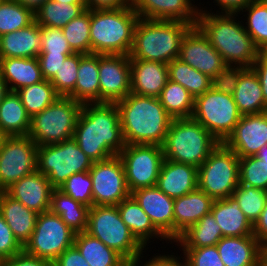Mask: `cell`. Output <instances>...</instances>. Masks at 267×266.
<instances>
[{"label":"cell","mask_w":267,"mask_h":266,"mask_svg":"<svg viewBox=\"0 0 267 266\" xmlns=\"http://www.w3.org/2000/svg\"><path fill=\"white\" fill-rule=\"evenodd\" d=\"M73 138L93 162L117 156L126 144L116 104L106 102L83 104Z\"/></svg>","instance_id":"cell-1"},{"label":"cell","mask_w":267,"mask_h":266,"mask_svg":"<svg viewBox=\"0 0 267 266\" xmlns=\"http://www.w3.org/2000/svg\"><path fill=\"white\" fill-rule=\"evenodd\" d=\"M200 8L196 26L221 54L225 64L251 68L261 51L244 29V22L238 20V13H221L216 10L215 14L212 10H203L205 7Z\"/></svg>","instance_id":"cell-2"},{"label":"cell","mask_w":267,"mask_h":266,"mask_svg":"<svg viewBox=\"0 0 267 266\" xmlns=\"http://www.w3.org/2000/svg\"><path fill=\"white\" fill-rule=\"evenodd\" d=\"M115 104L126 145H163L173 118L159 98L129 93Z\"/></svg>","instance_id":"cell-3"},{"label":"cell","mask_w":267,"mask_h":266,"mask_svg":"<svg viewBox=\"0 0 267 266\" xmlns=\"http://www.w3.org/2000/svg\"><path fill=\"white\" fill-rule=\"evenodd\" d=\"M193 27L181 21L139 18L133 33L130 59L168 64L179 58L183 37Z\"/></svg>","instance_id":"cell-4"},{"label":"cell","mask_w":267,"mask_h":266,"mask_svg":"<svg viewBox=\"0 0 267 266\" xmlns=\"http://www.w3.org/2000/svg\"><path fill=\"white\" fill-rule=\"evenodd\" d=\"M138 19L132 4L119 9H90L91 54L129 55Z\"/></svg>","instance_id":"cell-5"},{"label":"cell","mask_w":267,"mask_h":266,"mask_svg":"<svg viewBox=\"0 0 267 266\" xmlns=\"http://www.w3.org/2000/svg\"><path fill=\"white\" fill-rule=\"evenodd\" d=\"M220 142L193 117L173 119L162 145L164 159L199 168Z\"/></svg>","instance_id":"cell-6"},{"label":"cell","mask_w":267,"mask_h":266,"mask_svg":"<svg viewBox=\"0 0 267 266\" xmlns=\"http://www.w3.org/2000/svg\"><path fill=\"white\" fill-rule=\"evenodd\" d=\"M86 232L115 250L125 260L143 259L145 257L143 253L148 249L136 239L121 220L117 206L89 207Z\"/></svg>","instance_id":"cell-7"},{"label":"cell","mask_w":267,"mask_h":266,"mask_svg":"<svg viewBox=\"0 0 267 266\" xmlns=\"http://www.w3.org/2000/svg\"><path fill=\"white\" fill-rule=\"evenodd\" d=\"M83 104L60 96L53 104L31 118L28 136L38 145H52L74 136Z\"/></svg>","instance_id":"cell-8"},{"label":"cell","mask_w":267,"mask_h":266,"mask_svg":"<svg viewBox=\"0 0 267 266\" xmlns=\"http://www.w3.org/2000/svg\"><path fill=\"white\" fill-rule=\"evenodd\" d=\"M93 163L73 137L37 149V171L48 178L53 188H60L73 174L89 171Z\"/></svg>","instance_id":"cell-9"},{"label":"cell","mask_w":267,"mask_h":266,"mask_svg":"<svg viewBox=\"0 0 267 266\" xmlns=\"http://www.w3.org/2000/svg\"><path fill=\"white\" fill-rule=\"evenodd\" d=\"M239 157L220 143L198 168V188L208 196L225 199L239 185Z\"/></svg>","instance_id":"cell-10"},{"label":"cell","mask_w":267,"mask_h":266,"mask_svg":"<svg viewBox=\"0 0 267 266\" xmlns=\"http://www.w3.org/2000/svg\"><path fill=\"white\" fill-rule=\"evenodd\" d=\"M241 116L233 95L210 88L195 98L192 117L220 143L231 135Z\"/></svg>","instance_id":"cell-11"},{"label":"cell","mask_w":267,"mask_h":266,"mask_svg":"<svg viewBox=\"0 0 267 266\" xmlns=\"http://www.w3.org/2000/svg\"><path fill=\"white\" fill-rule=\"evenodd\" d=\"M75 234L57 214L45 211L38 214L34 231L23 250L53 263L73 246Z\"/></svg>","instance_id":"cell-12"},{"label":"cell","mask_w":267,"mask_h":266,"mask_svg":"<svg viewBox=\"0 0 267 266\" xmlns=\"http://www.w3.org/2000/svg\"><path fill=\"white\" fill-rule=\"evenodd\" d=\"M121 159L130 193L156 186L164 161L163 148L155 144H132L118 154Z\"/></svg>","instance_id":"cell-13"},{"label":"cell","mask_w":267,"mask_h":266,"mask_svg":"<svg viewBox=\"0 0 267 266\" xmlns=\"http://www.w3.org/2000/svg\"><path fill=\"white\" fill-rule=\"evenodd\" d=\"M38 145L29 136H8L0 150V189L37 170Z\"/></svg>","instance_id":"cell-14"},{"label":"cell","mask_w":267,"mask_h":266,"mask_svg":"<svg viewBox=\"0 0 267 266\" xmlns=\"http://www.w3.org/2000/svg\"><path fill=\"white\" fill-rule=\"evenodd\" d=\"M89 174L93 183V206H117L131 195L124 166L118 155L104 161L94 162Z\"/></svg>","instance_id":"cell-15"},{"label":"cell","mask_w":267,"mask_h":266,"mask_svg":"<svg viewBox=\"0 0 267 266\" xmlns=\"http://www.w3.org/2000/svg\"><path fill=\"white\" fill-rule=\"evenodd\" d=\"M100 102L116 103L131 93L129 55L98 54Z\"/></svg>","instance_id":"cell-16"},{"label":"cell","mask_w":267,"mask_h":266,"mask_svg":"<svg viewBox=\"0 0 267 266\" xmlns=\"http://www.w3.org/2000/svg\"><path fill=\"white\" fill-rule=\"evenodd\" d=\"M179 59L210 78L227 66L221 54L197 26H193L183 37Z\"/></svg>","instance_id":"cell-17"},{"label":"cell","mask_w":267,"mask_h":266,"mask_svg":"<svg viewBox=\"0 0 267 266\" xmlns=\"http://www.w3.org/2000/svg\"><path fill=\"white\" fill-rule=\"evenodd\" d=\"M224 144L239 158L256 155L267 145V111L241 116Z\"/></svg>","instance_id":"cell-18"},{"label":"cell","mask_w":267,"mask_h":266,"mask_svg":"<svg viewBox=\"0 0 267 266\" xmlns=\"http://www.w3.org/2000/svg\"><path fill=\"white\" fill-rule=\"evenodd\" d=\"M153 225L171 242H174V198L156 186L138 189L131 193Z\"/></svg>","instance_id":"cell-19"},{"label":"cell","mask_w":267,"mask_h":266,"mask_svg":"<svg viewBox=\"0 0 267 266\" xmlns=\"http://www.w3.org/2000/svg\"><path fill=\"white\" fill-rule=\"evenodd\" d=\"M194 0H131L139 18L181 21L196 26L199 8Z\"/></svg>","instance_id":"cell-20"},{"label":"cell","mask_w":267,"mask_h":266,"mask_svg":"<svg viewBox=\"0 0 267 266\" xmlns=\"http://www.w3.org/2000/svg\"><path fill=\"white\" fill-rule=\"evenodd\" d=\"M52 190L53 187L48 178L36 170L14 182L5 192L30 210L40 214L49 211Z\"/></svg>","instance_id":"cell-21"},{"label":"cell","mask_w":267,"mask_h":266,"mask_svg":"<svg viewBox=\"0 0 267 266\" xmlns=\"http://www.w3.org/2000/svg\"><path fill=\"white\" fill-rule=\"evenodd\" d=\"M156 187L174 199L186 195L198 188V168L164 159Z\"/></svg>","instance_id":"cell-22"},{"label":"cell","mask_w":267,"mask_h":266,"mask_svg":"<svg viewBox=\"0 0 267 266\" xmlns=\"http://www.w3.org/2000/svg\"><path fill=\"white\" fill-rule=\"evenodd\" d=\"M214 199L205 192L195 190L174 199V241L204 215L211 213Z\"/></svg>","instance_id":"cell-23"},{"label":"cell","mask_w":267,"mask_h":266,"mask_svg":"<svg viewBox=\"0 0 267 266\" xmlns=\"http://www.w3.org/2000/svg\"><path fill=\"white\" fill-rule=\"evenodd\" d=\"M131 93L159 97L168 80L165 63L130 59Z\"/></svg>","instance_id":"cell-24"},{"label":"cell","mask_w":267,"mask_h":266,"mask_svg":"<svg viewBox=\"0 0 267 266\" xmlns=\"http://www.w3.org/2000/svg\"><path fill=\"white\" fill-rule=\"evenodd\" d=\"M216 246L225 266H262V245L255 236L222 237Z\"/></svg>","instance_id":"cell-25"},{"label":"cell","mask_w":267,"mask_h":266,"mask_svg":"<svg viewBox=\"0 0 267 266\" xmlns=\"http://www.w3.org/2000/svg\"><path fill=\"white\" fill-rule=\"evenodd\" d=\"M40 25L29 26L0 36V58H37L42 48Z\"/></svg>","instance_id":"cell-26"},{"label":"cell","mask_w":267,"mask_h":266,"mask_svg":"<svg viewBox=\"0 0 267 266\" xmlns=\"http://www.w3.org/2000/svg\"><path fill=\"white\" fill-rule=\"evenodd\" d=\"M211 213L219 224L223 237L254 236L253 224L233 196L214 200Z\"/></svg>","instance_id":"cell-27"},{"label":"cell","mask_w":267,"mask_h":266,"mask_svg":"<svg viewBox=\"0 0 267 266\" xmlns=\"http://www.w3.org/2000/svg\"><path fill=\"white\" fill-rule=\"evenodd\" d=\"M0 213L16 239L24 247L34 231L38 213L13 199L5 191L0 193Z\"/></svg>","instance_id":"cell-28"},{"label":"cell","mask_w":267,"mask_h":266,"mask_svg":"<svg viewBox=\"0 0 267 266\" xmlns=\"http://www.w3.org/2000/svg\"><path fill=\"white\" fill-rule=\"evenodd\" d=\"M121 220L131 233L146 248L153 238L169 241L152 223L150 217L142 210L132 195L122 200L118 205ZM152 239V240H151ZM151 240V241H150Z\"/></svg>","instance_id":"cell-29"},{"label":"cell","mask_w":267,"mask_h":266,"mask_svg":"<svg viewBox=\"0 0 267 266\" xmlns=\"http://www.w3.org/2000/svg\"><path fill=\"white\" fill-rule=\"evenodd\" d=\"M0 74L9 91L37 84L44 79L37 58H0Z\"/></svg>","instance_id":"cell-30"},{"label":"cell","mask_w":267,"mask_h":266,"mask_svg":"<svg viewBox=\"0 0 267 266\" xmlns=\"http://www.w3.org/2000/svg\"><path fill=\"white\" fill-rule=\"evenodd\" d=\"M77 71L75 88L67 97L82 104L100 102L98 54H85Z\"/></svg>","instance_id":"cell-31"},{"label":"cell","mask_w":267,"mask_h":266,"mask_svg":"<svg viewBox=\"0 0 267 266\" xmlns=\"http://www.w3.org/2000/svg\"><path fill=\"white\" fill-rule=\"evenodd\" d=\"M233 97L242 116L267 111L260 81L252 68H246L241 73Z\"/></svg>","instance_id":"cell-32"},{"label":"cell","mask_w":267,"mask_h":266,"mask_svg":"<svg viewBox=\"0 0 267 266\" xmlns=\"http://www.w3.org/2000/svg\"><path fill=\"white\" fill-rule=\"evenodd\" d=\"M31 117L17 92L9 91L0 103V129L7 136H28Z\"/></svg>","instance_id":"cell-33"},{"label":"cell","mask_w":267,"mask_h":266,"mask_svg":"<svg viewBox=\"0 0 267 266\" xmlns=\"http://www.w3.org/2000/svg\"><path fill=\"white\" fill-rule=\"evenodd\" d=\"M75 233L86 232L89 207L74 200L59 188L51 192L50 209Z\"/></svg>","instance_id":"cell-34"},{"label":"cell","mask_w":267,"mask_h":266,"mask_svg":"<svg viewBox=\"0 0 267 266\" xmlns=\"http://www.w3.org/2000/svg\"><path fill=\"white\" fill-rule=\"evenodd\" d=\"M89 266H121L126 260L87 232L76 233L73 244Z\"/></svg>","instance_id":"cell-35"},{"label":"cell","mask_w":267,"mask_h":266,"mask_svg":"<svg viewBox=\"0 0 267 266\" xmlns=\"http://www.w3.org/2000/svg\"><path fill=\"white\" fill-rule=\"evenodd\" d=\"M221 228L212 213L204 215L175 241L180 248H201L216 245L222 238ZM179 244V245H178Z\"/></svg>","instance_id":"cell-36"},{"label":"cell","mask_w":267,"mask_h":266,"mask_svg":"<svg viewBox=\"0 0 267 266\" xmlns=\"http://www.w3.org/2000/svg\"><path fill=\"white\" fill-rule=\"evenodd\" d=\"M168 66V80L182 85L190 94L196 98L203 95L211 88V78L183 62L179 58H175Z\"/></svg>","instance_id":"cell-37"},{"label":"cell","mask_w":267,"mask_h":266,"mask_svg":"<svg viewBox=\"0 0 267 266\" xmlns=\"http://www.w3.org/2000/svg\"><path fill=\"white\" fill-rule=\"evenodd\" d=\"M86 9V4H67L48 0L35 13V21L43 27L62 29Z\"/></svg>","instance_id":"cell-38"},{"label":"cell","mask_w":267,"mask_h":266,"mask_svg":"<svg viewBox=\"0 0 267 266\" xmlns=\"http://www.w3.org/2000/svg\"><path fill=\"white\" fill-rule=\"evenodd\" d=\"M158 98L173 119L192 117L195 98L182 85L167 80Z\"/></svg>","instance_id":"cell-39"},{"label":"cell","mask_w":267,"mask_h":266,"mask_svg":"<svg viewBox=\"0 0 267 266\" xmlns=\"http://www.w3.org/2000/svg\"><path fill=\"white\" fill-rule=\"evenodd\" d=\"M16 92L31 118L42 112L60 97L49 80L23 87Z\"/></svg>","instance_id":"cell-40"},{"label":"cell","mask_w":267,"mask_h":266,"mask_svg":"<svg viewBox=\"0 0 267 266\" xmlns=\"http://www.w3.org/2000/svg\"><path fill=\"white\" fill-rule=\"evenodd\" d=\"M247 12L244 29L260 51H267V0H256L241 10Z\"/></svg>","instance_id":"cell-41"},{"label":"cell","mask_w":267,"mask_h":266,"mask_svg":"<svg viewBox=\"0 0 267 266\" xmlns=\"http://www.w3.org/2000/svg\"><path fill=\"white\" fill-rule=\"evenodd\" d=\"M62 31L74 53L91 54L90 9L68 22Z\"/></svg>","instance_id":"cell-42"},{"label":"cell","mask_w":267,"mask_h":266,"mask_svg":"<svg viewBox=\"0 0 267 266\" xmlns=\"http://www.w3.org/2000/svg\"><path fill=\"white\" fill-rule=\"evenodd\" d=\"M35 21V14L15 0L0 2V36L25 28Z\"/></svg>","instance_id":"cell-43"},{"label":"cell","mask_w":267,"mask_h":266,"mask_svg":"<svg viewBox=\"0 0 267 266\" xmlns=\"http://www.w3.org/2000/svg\"><path fill=\"white\" fill-rule=\"evenodd\" d=\"M232 196L244 215L254 225L266 205L267 191L239 184Z\"/></svg>","instance_id":"cell-44"},{"label":"cell","mask_w":267,"mask_h":266,"mask_svg":"<svg viewBox=\"0 0 267 266\" xmlns=\"http://www.w3.org/2000/svg\"><path fill=\"white\" fill-rule=\"evenodd\" d=\"M239 184L267 191V164L254 156L239 158Z\"/></svg>","instance_id":"cell-45"},{"label":"cell","mask_w":267,"mask_h":266,"mask_svg":"<svg viewBox=\"0 0 267 266\" xmlns=\"http://www.w3.org/2000/svg\"><path fill=\"white\" fill-rule=\"evenodd\" d=\"M85 54L73 53L66 57L56 74L49 80L60 96L67 97L75 88L80 59Z\"/></svg>","instance_id":"cell-46"},{"label":"cell","mask_w":267,"mask_h":266,"mask_svg":"<svg viewBox=\"0 0 267 266\" xmlns=\"http://www.w3.org/2000/svg\"><path fill=\"white\" fill-rule=\"evenodd\" d=\"M92 186L91 176L89 171H86L73 174L59 189L71 196L74 200L79 201L88 207H92Z\"/></svg>","instance_id":"cell-47"},{"label":"cell","mask_w":267,"mask_h":266,"mask_svg":"<svg viewBox=\"0 0 267 266\" xmlns=\"http://www.w3.org/2000/svg\"><path fill=\"white\" fill-rule=\"evenodd\" d=\"M42 48L40 54H73L62 29L40 26Z\"/></svg>","instance_id":"cell-48"},{"label":"cell","mask_w":267,"mask_h":266,"mask_svg":"<svg viewBox=\"0 0 267 266\" xmlns=\"http://www.w3.org/2000/svg\"><path fill=\"white\" fill-rule=\"evenodd\" d=\"M189 266H225L217 246H206L201 248H182Z\"/></svg>","instance_id":"cell-49"},{"label":"cell","mask_w":267,"mask_h":266,"mask_svg":"<svg viewBox=\"0 0 267 266\" xmlns=\"http://www.w3.org/2000/svg\"><path fill=\"white\" fill-rule=\"evenodd\" d=\"M246 69L242 66H226L220 73L211 78V88L215 91L233 95L241 73Z\"/></svg>","instance_id":"cell-50"},{"label":"cell","mask_w":267,"mask_h":266,"mask_svg":"<svg viewBox=\"0 0 267 266\" xmlns=\"http://www.w3.org/2000/svg\"><path fill=\"white\" fill-rule=\"evenodd\" d=\"M23 251V246L14 236L0 213V262Z\"/></svg>","instance_id":"cell-51"},{"label":"cell","mask_w":267,"mask_h":266,"mask_svg":"<svg viewBox=\"0 0 267 266\" xmlns=\"http://www.w3.org/2000/svg\"><path fill=\"white\" fill-rule=\"evenodd\" d=\"M69 55L71 54H39L37 59L44 79L50 80Z\"/></svg>","instance_id":"cell-52"},{"label":"cell","mask_w":267,"mask_h":266,"mask_svg":"<svg viewBox=\"0 0 267 266\" xmlns=\"http://www.w3.org/2000/svg\"><path fill=\"white\" fill-rule=\"evenodd\" d=\"M1 266H53V263L32 255L24 250L12 258L5 259L0 262Z\"/></svg>","instance_id":"cell-53"},{"label":"cell","mask_w":267,"mask_h":266,"mask_svg":"<svg viewBox=\"0 0 267 266\" xmlns=\"http://www.w3.org/2000/svg\"><path fill=\"white\" fill-rule=\"evenodd\" d=\"M53 266H89V264L73 245L61 253L53 262Z\"/></svg>","instance_id":"cell-54"},{"label":"cell","mask_w":267,"mask_h":266,"mask_svg":"<svg viewBox=\"0 0 267 266\" xmlns=\"http://www.w3.org/2000/svg\"><path fill=\"white\" fill-rule=\"evenodd\" d=\"M251 68L256 73L262 88L265 108L267 110V51H261Z\"/></svg>","instance_id":"cell-55"},{"label":"cell","mask_w":267,"mask_h":266,"mask_svg":"<svg viewBox=\"0 0 267 266\" xmlns=\"http://www.w3.org/2000/svg\"><path fill=\"white\" fill-rule=\"evenodd\" d=\"M156 254H154L152 258L149 257L150 259H148V261L146 260L148 266H189L185 255L184 257L181 256V258L180 256L173 255L175 253H171L172 255H163L159 253Z\"/></svg>","instance_id":"cell-56"},{"label":"cell","mask_w":267,"mask_h":266,"mask_svg":"<svg viewBox=\"0 0 267 266\" xmlns=\"http://www.w3.org/2000/svg\"><path fill=\"white\" fill-rule=\"evenodd\" d=\"M253 1L256 0H214L213 3H217L215 5L220 7L221 13H238L242 15L240 13L241 10Z\"/></svg>","instance_id":"cell-57"},{"label":"cell","mask_w":267,"mask_h":266,"mask_svg":"<svg viewBox=\"0 0 267 266\" xmlns=\"http://www.w3.org/2000/svg\"><path fill=\"white\" fill-rule=\"evenodd\" d=\"M253 235L262 246L267 244V201L259 219L253 225Z\"/></svg>","instance_id":"cell-58"},{"label":"cell","mask_w":267,"mask_h":266,"mask_svg":"<svg viewBox=\"0 0 267 266\" xmlns=\"http://www.w3.org/2000/svg\"><path fill=\"white\" fill-rule=\"evenodd\" d=\"M87 9H119L131 5V0H85Z\"/></svg>","instance_id":"cell-59"},{"label":"cell","mask_w":267,"mask_h":266,"mask_svg":"<svg viewBox=\"0 0 267 266\" xmlns=\"http://www.w3.org/2000/svg\"><path fill=\"white\" fill-rule=\"evenodd\" d=\"M22 6L31 10L34 14L41 8V6L48 0H15Z\"/></svg>","instance_id":"cell-60"},{"label":"cell","mask_w":267,"mask_h":266,"mask_svg":"<svg viewBox=\"0 0 267 266\" xmlns=\"http://www.w3.org/2000/svg\"><path fill=\"white\" fill-rule=\"evenodd\" d=\"M8 92H9L8 86L0 74V103Z\"/></svg>","instance_id":"cell-61"},{"label":"cell","mask_w":267,"mask_h":266,"mask_svg":"<svg viewBox=\"0 0 267 266\" xmlns=\"http://www.w3.org/2000/svg\"><path fill=\"white\" fill-rule=\"evenodd\" d=\"M255 156L267 164V145L261 147Z\"/></svg>","instance_id":"cell-62"},{"label":"cell","mask_w":267,"mask_h":266,"mask_svg":"<svg viewBox=\"0 0 267 266\" xmlns=\"http://www.w3.org/2000/svg\"><path fill=\"white\" fill-rule=\"evenodd\" d=\"M142 263L143 262L140 259H137V260H126L121 266H148L146 261L144 262V264H142Z\"/></svg>","instance_id":"cell-63"},{"label":"cell","mask_w":267,"mask_h":266,"mask_svg":"<svg viewBox=\"0 0 267 266\" xmlns=\"http://www.w3.org/2000/svg\"><path fill=\"white\" fill-rule=\"evenodd\" d=\"M58 3H67V4H86L85 0H51Z\"/></svg>","instance_id":"cell-64"},{"label":"cell","mask_w":267,"mask_h":266,"mask_svg":"<svg viewBox=\"0 0 267 266\" xmlns=\"http://www.w3.org/2000/svg\"><path fill=\"white\" fill-rule=\"evenodd\" d=\"M262 266H267V244L262 246Z\"/></svg>","instance_id":"cell-65"},{"label":"cell","mask_w":267,"mask_h":266,"mask_svg":"<svg viewBox=\"0 0 267 266\" xmlns=\"http://www.w3.org/2000/svg\"><path fill=\"white\" fill-rule=\"evenodd\" d=\"M8 136L0 129V150L2 148V145L4 143V140L7 138Z\"/></svg>","instance_id":"cell-66"}]
</instances>
